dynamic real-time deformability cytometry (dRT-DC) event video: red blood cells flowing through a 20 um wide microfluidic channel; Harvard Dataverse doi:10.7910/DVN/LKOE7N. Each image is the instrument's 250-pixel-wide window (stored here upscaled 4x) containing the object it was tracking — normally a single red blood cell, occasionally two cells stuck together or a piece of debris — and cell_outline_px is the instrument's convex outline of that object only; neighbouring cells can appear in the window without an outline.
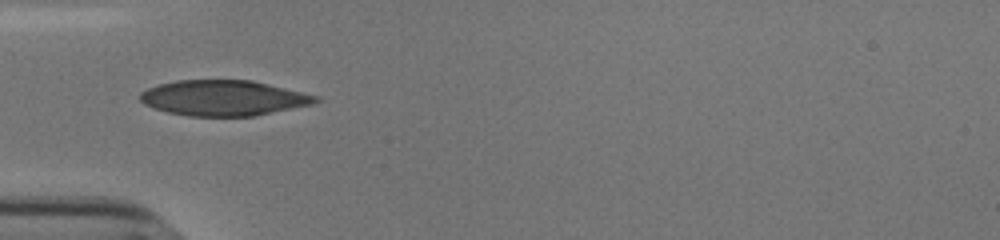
{"species": "human", "species_latin": "Homo sapiens", "temperature_condition": "cold", "stored_images_in_passage": 36, "camera_frame_rate_fps": 3000, "um_per_image_px": 0.085, "donor": {"sex": "male"}, "frame": {"image": 1, "passage_image": 1, "time_ms": 0.0, "image_size_px": [1000, 240], "cell_outline_px": [[320, 100], [312, 104], [252, 116], [188, 116], [168, 112], [144, 104], [140, 100], [140, 92], [148, 88], [160, 84], [176, 80], [252, 80], [320, 96]], "centroid_in_image_um": [19.0, 8.32], "position_along_channel_um": 66.0, "area_um2": 36.07}}
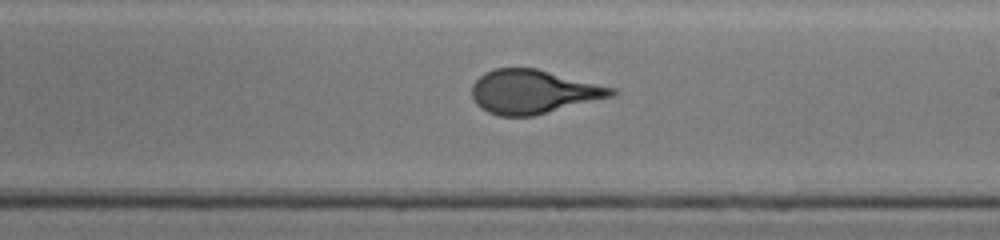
{"frame": {"image": 2, "passage_image": 15, "time_ms": 4.667, "image_size_px": [1000, 240], "cell_outline_px": [[616, 96], [532, 116], [500, 116], [488, 112], [480, 108], [476, 104], [472, 96], [472, 84], [484, 72], [496, 68], [536, 68], [616, 88]], "centroid_in_image_um": [45.34, 7.8], "position_along_channel_um": 243.7, "area_um2": 35.78}}
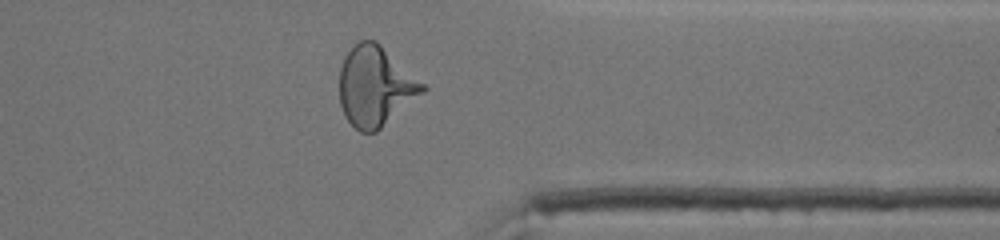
{"frame": {"image": 3, "passage_image": 26, "time_ms": 8.333, "image_size_px": [1000, 240], "cell_outline_px": [[428, 88], [424, 92], [376, 132], [360, 132], [344, 116], [340, 104], [340, 68], [344, 56], [360, 40], [376, 40], [424, 84]], "centroid_in_image_um": [31.89, 7.34], "position_along_channel_um": 379.5, "area_um2": 38.26}, "authors_computed_cell_mechanics": {"area_um2": 36.414, "velocity_mm_per_s": 3.8446, "shape_relaxation_time_tau1_ms": 6.5118, "shape_relaxation_time_tau2_ms": null, "deformation_change_tau1": 0.2128, "deformation_change_tau2": null}}